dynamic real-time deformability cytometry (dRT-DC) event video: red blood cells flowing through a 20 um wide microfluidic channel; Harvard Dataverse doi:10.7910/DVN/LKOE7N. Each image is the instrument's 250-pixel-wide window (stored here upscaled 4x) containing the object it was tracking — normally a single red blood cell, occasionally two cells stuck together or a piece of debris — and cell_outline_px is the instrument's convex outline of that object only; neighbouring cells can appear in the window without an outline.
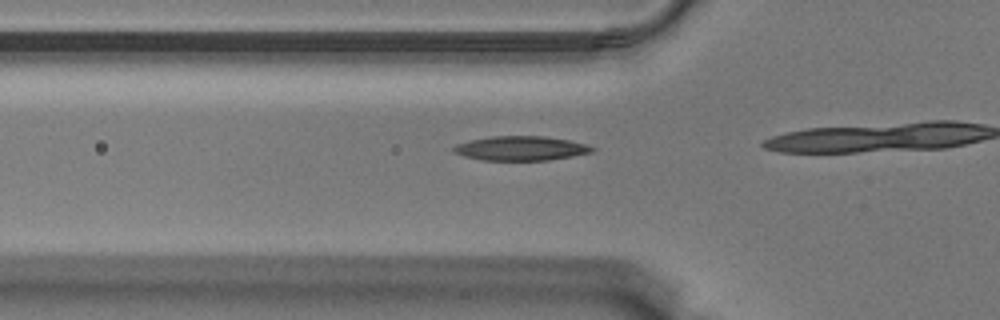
{"species": "Egyptian fruit bat (a non-hibernating species)", "species_latin": "Rousettus aegyptiacus", "temperature_condition": "warm", "stored_images_in_passage": 18, "camera_frame_rate_fps": 3000, "um_per_image_px": 0.085, "animal": {"sex": "male"}, "frame": {"image": 1, "passage_image": 16, "time_ms": 5.0, "image_size_px": [1000, 320], "cell_outline_px": [[596, 148], [592, 152], [572, 156], [548, 160], [484, 160], [464, 156], [456, 152], [452, 148], [456, 144], [472, 140], [492, 136], [544, 136], [568, 140], [584, 144]], "centroid_in_image_um": [44.28, 12.6], "position_along_channel_um": 81.5, "area_um2": 19.36}}